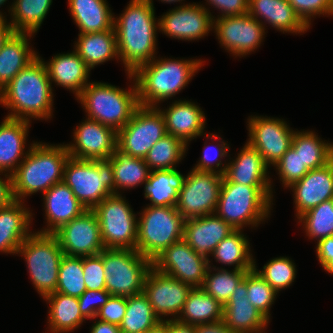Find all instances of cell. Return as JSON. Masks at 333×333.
<instances>
[{
	"mask_svg": "<svg viewBox=\"0 0 333 333\" xmlns=\"http://www.w3.org/2000/svg\"><path fill=\"white\" fill-rule=\"evenodd\" d=\"M157 28L159 23L150 0H131L124 13L114 19L118 54L127 73L133 74L155 59Z\"/></svg>",
	"mask_w": 333,
	"mask_h": 333,
	"instance_id": "cell-1",
	"label": "cell"
},
{
	"mask_svg": "<svg viewBox=\"0 0 333 333\" xmlns=\"http://www.w3.org/2000/svg\"><path fill=\"white\" fill-rule=\"evenodd\" d=\"M42 60L38 55L0 91V103L13 111L7 118L29 121L28 117H51L53 93Z\"/></svg>",
	"mask_w": 333,
	"mask_h": 333,
	"instance_id": "cell-2",
	"label": "cell"
},
{
	"mask_svg": "<svg viewBox=\"0 0 333 333\" xmlns=\"http://www.w3.org/2000/svg\"><path fill=\"white\" fill-rule=\"evenodd\" d=\"M31 145L11 175L15 200L38 191L44 194L54 184L63 182L64 167L70 157L66 146L37 142Z\"/></svg>",
	"mask_w": 333,
	"mask_h": 333,
	"instance_id": "cell-3",
	"label": "cell"
},
{
	"mask_svg": "<svg viewBox=\"0 0 333 333\" xmlns=\"http://www.w3.org/2000/svg\"><path fill=\"white\" fill-rule=\"evenodd\" d=\"M153 59L140 66L129 78L136 82L141 106L155 107L183 89L202 66L201 60Z\"/></svg>",
	"mask_w": 333,
	"mask_h": 333,
	"instance_id": "cell-4",
	"label": "cell"
},
{
	"mask_svg": "<svg viewBox=\"0 0 333 333\" xmlns=\"http://www.w3.org/2000/svg\"><path fill=\"white\" fill-rule=\"evenodd\" d=\"M271 186H246L229 182L223 176L216 215L235 230L244 225L257 226L268 217L271 207Z\"/></svg>",
	"mask_w": 333,
	"mask_h": 333,
	"instance_id": "cell-5",
	"label": "cell"
},
{
	"mask_svg": "<svg viewBox=\"0 0 333 333\" xmlns=\"http://www.w3.org/2000/svg\"><path fill=\"white\" fill-rule=\"evenodd\" d=\"M88 119L115 129H122L140 106L136 82L129 91L101 82H92L77 96Z\"/></svg>",
	"mask_w": 333,
	"mask_h": 333,
	"instance_id": "cell-6",
	"label": "cell"
},
{
	"mask_svg": "<svg viewBox=\"0 0 333 333\" xmlns=\"http://www.w3.org/2000/svg\"><path fill=\"white\" fill-rule=\"evenodd\" d=\"M63 182L86 210H92L105 198L115 194L113 167L109 159L79 160L69 157Z\"/></svg>",
	"mask_w": 333,
	"mask_h": 333,
	"instance_id": "cell-7",
	"label": "cell"
},
{
	"mask_svg": "<svg viewBox=\"0 0 333 333\" xmlns=\"http://www.w3.org/2000/svg\"><path fill=\"white\" fill-rule=\"evenodd\" d=\"M141 215L137 228V251L150 261L183 239L185 219L176 207L149 205Z\"/></svg>",
	"mask_w": 333,
	"mask_h": 333,
	"instance_id": "cell-8",
	"label": "cell"
},
{
	"mask_svg": "<svg viewBox=\"0 0 333 333\" xmlns=\"http://www.w3.org/2000/svg\"><path fill=\"white\" fill-rule=\"evenodd\" d=\"M26 259L31 280L44 298L56 292L60 261L64 253L52 233H31L17 249Z\"/></svg>",
	"mask_w": 333,
	"mask_h": 333,
	"instance_id": "cell-9",
	"label": "cell"
},
{
	"mask_svg": "<svg viewBox=\"0 0 333 333\" xmlns=\"http://www.w3.org/2000/svg\"><path fill=\"white\" fill-rule=\"evenodd\" d=\"M105 287L112 296H133L143 292L152 261L137 250L105 248L103 250Z\"/></svg>",
	"mask_w": 333,
	"mask_h": 333,
	"instance_id": "cell-10",
	"label": "cell"
},
{
	"mask_svg": "<svg viewBox=\"0 0 333 333\" xmlns=\"http://www.w3.org/2000/svg\"><path fill=\"white\" fill-rule=\"evenodd\" d=\"M92 210L98 218L105 248L137 250L138 221L120 193L105 198Z\"/></svg>",
	"mask_w": 333,
	"mask_h": 333,
	"instance_id": "cell-11",
	"label": "cell"
},
{
	"mask_svg": "<svg viewBox=\"0 0 333 333\" xmlns=\"http://www.w3.org/2000/svg\"><path fill=\"white\" fill-rule=\"evenodd\" d=\"M165 120L159 108L139 106L130 121L118 131L117 149L144 159L153 145L166 135Z\"/></svg>",
	"mask_w": 333,
	"mask_h": 333,
	"instance_id": "cell-12",
	"label": "cell"
},
{
	"mask_svg": "<svg viewBox=\"0 0 333 333\" xmlns=\"http://www.w3.org/2000/svg\"><path fill=\"white\" fill-rule=\"evenodd\" d=\"M222 182L223 174L217 171L193 169L185 177L176 209L185 220L214 214Z\"/></svg>",
	"mask_w": 333,
	"mask_h": 333,
	"instance_id": "cell-13",
	"label": "cell"
},
{
	"mask_svg": "<svg viewBox=\"0 0 333 333\" xmlns=\"http://www.w3.org/2000/svg\"><path fill=\"white\" fill-rule=\"evenodd\" d=\"M209 259L197 254L184 240L173 243L152 261L157 271L174 277L192 288L203 286Z\"/></svg>",
	"mask_w": 333,
	"mask_h": 333,
	"instance_id": "cell-14",
	"label": "cell"
},
{
	"mask_svg": "<svg viewBox=\"0 0 333 333\" xmlns=\"http://www.w3.org/2000/svg\"><path fill=\"white\" fill-rule=\"evenodd\" d=\"M67 256L87 257L100 254L105 246L101 238L98 218L93 210L63 224L53 233Z\"/></svg>",
	"mask_w": 333,
	"mask_h": 333,
	"instance_id": "cell-15",
	"label": "cell"
},
{
	"mask_svg": "<svg viewBox=\"0 0 333 333\" xmlns=\"http://www.w3.org/2000/svg\"><path fill=\"white\" fill-rule=\"evenodd\" d=\"M248 121V143L260 153L268 166H275L291 147L293 130L281 119L251 116Z\"/></svg>",
	"mask_w": 333,
	"mask_h": 333,
	"instance_id": "cell-16",
	"label": "cell"
},
{
	"mask_svg": "<svg viewBox=\"0 0 333 333\" xmlns=\"http://www.w3.org/2000/svg\"><path fill=\"white\" fill-rule=\"evenodd\" d=\"M260 21L249 13L219 17L214 18V29L226 50L235 56H244L254 51L262 42L265 28Z\"/></svg>",
	"mask_w": 333,
	"mask_h": 333,
	"instance_id": "cell-17",
	"label": "cell"
},
{
	"mask_svg": "<svg viewBox=\"0 0 333 333\" xmlns=\"http://www.w3.org/2000/svg\"><path fill=\"white\" fill-rule=\"evenodd\" d=\"M117 140L115 129L87 118L74 132L75 143L65 146L70 157L75 159H109L117 149Z\"/></svg>",
	"mask_w": 333,
	"mask_h": 333,
	"instance_id": "cell-18",
	"label": "cell"
},
{
	"mask_svg": "<svg viewBox=\"0 0 333 333\" xmlns=\"http://www.w3.org/2000/svg\"><path fill=\"white\" fill-rule=\"evenodd\" d=\"M191 289L190 285L152 267L146 276L143 293L148 298L155 314L160 320H163L161 315L176 316L181 313Z\"/></svg>",
	"mask_w": 333,
	"mask_h": 333,
	"instance_id": "cell-19",
	"label": "cell"
},
{
	"mask_svg": "<svg viewBox=\"0 0 333 333\" xmlns=\"http://www.w3.org/2000/svg\"><path fill=\"white\" fill-rule=\"evenodd\" d=\"M208 11L196 3L176 7L158 19V29L181 40L199 39L214 27V19Z\"/></svg>",
	"mask_w": 333,
	"mask_h": 333,
	"instance_id": "cell-20",
	"label": "cell"
},
{
	"mask_svg": "<svg viewBox=\"0 0 333 333\" xmlns=\"http://www.w3.org/2000/svg\"><path fill=\"white\" fill-rule=\"evenodd\" d=\"M247 273L223 306V321L234 333H262L269 320L247 299Z\"/></svg>",
	"mask_w": 333,
	"mask_h": 333,
	"instance_id": "cell-21",
	"label": "cell"
},
{
	"mask_svg": "<svg viewBox=\"0 0 333 333\" xmlns=\"http://www.w3.org/2000/svg\"><path fill=\"white\" fill-rule=\"evenodd\" d=\"M235 229L216 214L184 221L183 239L199 255L208 259L217 245Z\"/></svg>",
	"mask_w": 333,
	"mask_h": 333,
	"instance_id": "cell-22",
	"label": "cell"
},
{
	"mask_svg": "<svg viewBox=\"0 0 333 333\" xmlns=\"http://www.w3.org/2000/svg\"><path fill=\"white\" fill-rule=\"evenodd\" d=\"M289 188H293L298 217L323 201L332 199L333 160L321 168L310 170Z\"/></svg>",
	"mask_w": 333,
	"mask_h": 333,
	"instance_id": "cell-23",
	"label": "cell"
},
{
	"mask_svg": "<svg viewBox=\"0 0 333 333\" xmlns=\"http://www.w3.org/2000/svg\"><path fill=\"white\" fill-rule=\"evenodd\" d=\"M223 167L217 172L223 174L229 182L246 186H271V180L267 177L268 165L248 142L238 157Z\"/></svg>",
	"mask_w": 333,
	"mask_h": 333,
	"instance_id": "cell-24",
	"label": "cell"
},
{
	"mask_svg": "<svg viewBox=\"0 0 333 333\" xmlns=\"http://www.w3.org/2000/svg\"><path fill=\"white\" fill-rule=\"evenodd\" d=\"M48 228L40 233H54L63 224L80 216L86 209L64 182L54 184L44 194Z\"/></svg>",
	"mask_w": 333,
	"mask_h": 333,
	"instance_id": "cell-25",
	"label": "cell"
},
{
	"mask_svg": "<svg viewBox=\"0 0 333 333\" xmlns=\"http://www.w3.org/2000/svg\"><path fill=\"white\" fill-rule=\"evenodd\" d=\"M166 132L182 140L188 141L203 135L205 115L199 106L190 101H175L167 110H161Z\"/></svg>",
	"mask_w": 333,
	"mask_h": 333,
	"instance_id": "cell-26",
	"label": "cell"
},
{
	"mask_svg": "<svg viewBox=\"0 0 333 333\" xmlns=\"http://www.w3.org/2000/svg\"><path fill=\"white\" fill-rule=\"evenodd\" d=\"M23 207L21 200H14L0 208V251L16 254L23 241L31 234L30 211Z\"/></svg>",
	"mask_w": 333,
	"mask_h": 333,
	"instance_id": "cell-27",
	"label": "cell"
},
{
	"mask_svg": "<svg viewBox=\"0 0 333 333\" xmlns=\"http://www.w3.org/2000/svg\"><path fill=\"white\" fill-rule=\"evenodd\" d=\"M45 67L50 81L72 90L76 96L89 84L90 68L75 50L54 56Z\"/></svg>",
	"mask_w": 333,
	"mask_h": 333,
	"instance_id": "cell-28",
	"label": "cell"
},
{
	"mask_svg": "<svg viewBox=\"0 0 333 333\" xmlns=\"http://www.w3.org/2000/svg\"><path fill=\"white\" fill-rule=\"evenodd\" d=\"M248 13L255 19L262 16L283 33H302L309 28L288 0H249Z\"/></svg>",
	"mask_w": 333,
	"mask_h": 333,
	"instance_id": "cell-29",
	"label": "cell"
},
{
	"mask_svg": "<svg viewBox=\"0 0 333 333\" xmlns=\"http://www.w3.org/2000/svg\"><path fill=\"white\" fill-rule=\"evenodd\" d=\"M29 121L5 117L0 124V172L16 171L18 160L24 155Z\"/></svg>",
	"mask_w": 333,
	"mask_h": 333,
	"instance_id": "cell-30",
	"label": "cell"
},
{
	"mask_svg": "<svg viewBox=\"0 0 333 333\" xmlns=\"http://www.w3.org/2000/svg\"><path fill=\"white\" fill-rule=\"evenodd\" d=\"M31 33L14 32L0 51V91L38 55L29 48Z\"/></svg>",
	"mask_w": 333,
	"mask_h": 333,
	"instance_id": "cell-31",
	"label": "cell"
},
{
	"mask_svg": "<svg viewBox=\"0 0 333 333\" xmlns=\"http://www.w3.org/2000/svg\"><path fill=\"white\" fill-rule=\"evenodd\" d=\"M71 15L80 34L95 33L114 28V16L106 0H68Z\"/></svg>",
	"mask_w": 333,
	"mask_h": 333,
	"instance_id": "cell-32",
	"label": "cell"
},
{
	"mask_svg": "<svg viewBox=\"0 0 333 333\" xmlns=\"http://www.w3.org/2000/svg\"><path fill=\"white\" fill-rule=\"evenodd\" d=\"M75 51L90 69L114 57L119 58L115 29L79 34Z\"/></svg>",
	"mask_w": 333,
	"mask_h": 333,
	"instance_id": "cell-33",
	"label": "cell"
},
{
	"mask_svg": "<svg viewBox=\"0 0 333 333\" xmlns=\"http://www.w3.org/2000/svg\"><path fill=\"white\" fill-rule=\"evenodd\" d=\"M184 180L185 177L176 169H154L145 182V198L150 199L151 206L176 207Z\"/></svg>",
	"mask_w": 333,
	"mask_h": 333,
	"instance_id": "cell-34",
	"label": "cell"
},
{
	"mask_svg": "<svg viewBox=\"0 0 333 333\" xmlns=\"http://www.w3.org/2000/svg\"><path fill=\"white\" fill-rule=\"evenodd\" d=\"M180 314L173 319L190 325L214 323L223 320V306L202 288H192Z\"/></svg>",
	"mask_w": 333,
	"mask_h": 333,
	"instance_id": "cell-35",
	"label": "cell"
},
{
	"mask_svg": "<svg viewBox=\"0 0 333 333\" xmlns=\"http://www.w3.org/2000/svg\"><path fill=\"white\" fill-rule=\"evenodd\" d=\"M44 298L50 303L48 320L52 333L73 331L85 320L77 297L54 292Z\"/></svg>",
	"mask_w": 333,
	"mask_h": 333,
	"instance_id": "cell-36",
	"label": "cell"
},
{
	"mask_svg": "<svg viewBox=\"0 0 333 333\" xmlns=\"http://www.w3.org/2000/svg\"><path fill=\"white\" fill-rule=\"evenodd\" d=\"M291 147L299 154L303 166L318 169L333 160V145L325 143L314 132H294Z\"/></svg>",
	"mask_w": 333,
	"mask_h": 333,
	"instance_id": "cell-37",
	"label": "cell"
},
{
	"mask_svg": "<svg viewBox=\"0 0 333 333\" xmlns=\"http://www.w3.org/2000/svg\"><path fill=\"white\" fill-rule=\"evenodd\" d=\"M160 321L148 298L141 292L127 297L126 313L119 327L121 333H146Z\"/></svg>",
	"mask_w": 333,
	"mask_h": 333,
	"instance_id": "cell-38",
	"label": "cell"
},
{
	"mask_svg": "<svg viewBox=\"0 0 333 333\" xmlns=\"http://www.w3.org/2000/svg\"><path fill=\"white\" fill-rule=\"evenodd\" d=\"M109 160L113 167L115 194H118L117 189L120 187V189L132 188L140 183L147 182L151 173L144 159L126 155L118 149L115 150Z\"/></svg>",
	"mask_w": 333,
	"mask_h": 333,
	"instance_id": "cell-39",
	"label": "cell"
},
{
	"mask_svg": "<svg viewBox=\"0 0 333 333\" xmlns=\"http://www.w3.org/2000/svg\"><path fill=\"white\" fill-rule=\"evenodd\" d=\"M249 248V242L241 230H234L217 245L212 255L216 262L233 266L236 264V270H253L256 264Z\"/></svg>",
	"mask_w": 333,
	"mask_h": 333,
	"instance_id": "cell-40",
	"label": "cell"
},
{
	"mask_svg": "<svg viewBox=\"0 0 333 333\" xmlns=\"http://www.w3.org/2000/svg\"><path fill=\"white\" fill-rule=\"evenodd\" d=\"M52 0H16L13 3L11 16L15 32L34 34L40 28Z\"/></svg>",
	"mask_w": 333,
	"mask_h": 333,
	"instance_id": "cell-41",
	"label": "cell"
},
{
	"mask_svg": "<svg viewBox=\"0 0 333 333\" xmlns=\"http://www.w3.org/2000/svg\"><path fill=\"white\" fill-rule=\"evenodd\" d=\"M187 145L171 134L164 135L149 150L144 161L149 169H176L175 165L183 158Z\"/></svg>",
	"mask_w": 333,
	"mask_h": 333,
	"instance_id": "cell-42",
	"label": "cell"
},
{
	"mask_svg": "<svg viewBox=\"0 0 333 333\" xmlns=\"http://www.w3.org/2000/svg\"><path fill=\"white\" fill-rule=\"evenodd\" d=\"M210 264L206 272L203 286L201 287L206 293L216 299L222 306H224L232 296L236 287L246 276L250 270H236L228 271L225 269H218V273L210 274Z\"/></svg>",
	"mask_w": 333,
	"mask_h": 333,
	"instance_id": "cell-43",
	"label": "cell"
},
{
	"mask_svg": "<svg viewBox=\"0 0 333 333\" xmlns=\"http://www.w3.org/2000/svg\"><path fill=\"white\" fill-rule=\"evenodd\" d=\"M85 291L82 257L64 255L60 261L56 292L79 298Z\"/></svg>",
	"mask_w": 333,
	"mask_h": 333,
	"instance_id": "cell-44",
	"label": "cell"
},
{
	"mask_svg": "<svg viewBox=\"0 0 333 333\" xmlns=\"http://www.w3.org/2000/svg\"><path fill=\"white\" fill-rule=\"evenodd\" d=\"M297 218L305 223L304 227L310 238L319 241L333 236V198L323 201Z\"/></svg>",
	"mask_w": 333,
	"mask_h": 333,
	"instance_id": "cell-45",
	"label": "cell"
},
{
	"mask_svg": "<svg viewBox=\"0 0 333 333\" xmlns=\"http://www.w3.org/2000/svg\"><path fill=\"white\" fill-rule=\"evenodd\" d=\"M256 272L278 293L289 287L295 279L296 268L292 260L287 257L274 258L263 266L262 271Z\"/></svg>",
	"mask_w": 333,
	"mask_h": 333,
	"instance_id": "cell-46",
	"label": "cell"
},
{
	"mask_svg": "<svg viewBox=\"0 0 333 333\" xmlns=\"http://www.w3.org/2000/svg\"><path fill=\"white\" fill-rule=\"evenodd\" d=\"M247 299L259 312L269 320V308L273 304L277 292L256 272H247Z\"/></svg>",
	"mask_w": 333,
	"mask_h": 333,
	"instance_id": "cell-47",
	"label": "cell"
},
{
	"mask_svg": "<svg viewBox=\"0 0 333 333\" xmlns=\"http://www.w3.org/2000/svg\"><path fill=\"white\" fill-rule=\"evenodd\" d=\"M275 166L285 187H290L310 171L307 166H303L299 154L292 147L287 150Z\"/></svg>",
	"mask_w": 333,
	"mask_h": 333,
	"instance_id": "cell-48",
	"label": "cell"
},
{
	"mask_svg": "<svg viewBox=\"0 0 333 333\" xmlns=\"http://www.w3.org/2000/svg\"><path fill=\"white\" fill-rule=\"evenodd\" d=\"M86 290H105L103 251L98 255L82 257Z\"/></svg>",
	"mask_w": 333,
	"mask_h": 333,
	"instance_id": "cell-49",
	"label": "cell"
},
{
	"mask_svg": "<svg viewBox=\"0 0 333 333\" xmlns=\"http://www.w3.org/2000/svg\"><path fill=\"white\" fill-rule=\"evenodd\" d=\"M297 15L309 27L311 16L333 15V0H288Z\"/></svg>",
	"mask_w": 333,
	"mask_h": 333,
	"instance_id": "cell-50",
	"label": "cell"
},
{
	"mask_svg": "<svg viewBox=\"0 0 333 333\" xmlns=\"http://www.w3.org/2000/svg\"><path fill=\"white\" fill-rule=\"evenodd\" d=\"M112 295L105 290H86L79 298V307L82 316L96 318L99 309L104 306ZM97 304V305H96Z\"/></svg>",
	"mask_w": 333,
	"mask_h": 333,
	"instance_id": "cell-51",
	"label": "cell"
},
{
	"mask_svg": "<svg viewBox=\"0 0 333 333\" xmlns=\"http://www.w3.org/2000/svg\"><path fill=\"white\" fill-rule=\"evenodd\" d=\"M127 297L111 296L108 302L97 312L96 318L114 325H120L126 313Z\"/></svg>",
	"mask_w": 333,
	"mask_h": 333,
	"instance_id": "cell-52",
	"label": "cell"
},
{
	"mask_svg": "<svg viewBox=\"0 0 333 333\" xmlns=\"http://www.w3.org/2000/svg\"><path fill=\"white\" fill-rule=\"evenodd\" d=\"M207 2L223 11L220 17L247 14L249 10V0H207Z\"/></svg>",
	"mask_w": 333,
	"mask_h": 333,
	"instance_id": "cell-53",
	"label": "cell"
},
{
	"mask_svg": "<svg viewBox=\"0 0 333 333\" xmlns=\"http://www.w3.org/2000/svg\"><path fill=\"white\" fill-rule=\"evenodd\" d=\"M221 143L222 144H218V149H217L218 153L217 154L215 153L216 157L214 158L215 164H216L215 166L217 167V169L221 165V160L220 159L224 156H227L226 154L228 152V147H227L228 144L224 143V141L221 142ZM209 150L211 151V150H214V149H212V147L211 148H208V147L204 148V153H203L204 155L200 159L199 163L193 169L198 170V171H216L215 169H213V168H216V167H214V165H213L214 160H211L213 158L208 153Z\"/></svg>",
	"mask_w": 333,
	"mask_h": 333,
	"instance_id": "cell-54",
	"label": "cell"
},
{
	"mask_svg": "<svg viewBox=\"0 0 333 333\" xmlns=\"http://www.w3.org/2000/svg\"><path fill=\"white\" fill-rule=\"evenodd\" d=\"M316 253L324 270L333 274V236L317 241Z\"/></svg>",
	"mask_w": 333,
	"mask_h": 333,
	"instance_id": "cell-55",
	"label": "cell"
},
{
	"mask_svg": "<svg viewBox=\"0 0 333 333\" xmlns=\"http://www.w3.org/2000/svg\"><path fill=\"white\" fill-rule=\"evenodd\" d=\"M5 176L6 181L0 177V208L8 206L15 200L12 193V178L10 175L5 174Z\"/></svg>",
	"mask_w": 333,
	"mask_h": 333,
	"instance_id": "cell-56",
	"label": "cell"
},
{
	"mask_svg": "<svg viewBox=\"0 0 333 333\" xmlns=\"http://www.w3.org/2000/svg\"><path fill=\"white\" fill-rule=\"evenodd\" d=\"M195 333H234L224 323L223 320L195 325Z\"/></svg>",
	"mask_w": 333,
	"mask_h": 333,
	"instance_id": "cell-57",
	"label": "cell"
},
{
	"mask_svg": "<svg viewBox=\"0 0 333 333\" xmlns=\"http://www.w3.org/2000/svg\"><path fill=\"white\" fill-rule=\"evenodd\" d=\"M168 333H195V325L185 324L176 319L167 320Z\"/></svg>",
	"mask_w": 333,
	"mask_h": 333,
	"instance_id": "cell-58",
	"label": "cell"
},
{
	"mask_svg": "<svg viewBox=\"0 0 333 333\" xmlns=\"http://www.w3.org/2000/svg\"><path fill=\"white\" fill-rule=\"evenodd\" d=\"M91 333H121V330L118 325L98 320L92 326Z\"/></svg>",
	"mask_w": 333,
	"mask_h": 333,
	"instance_id": "cell-59",
	"label": "cell"
},
{
	"mask_svg": "<svg viewBox=\"0 0 333 333\" xmlns=\"http://www.w3.org/2000/svg\"><path fill=\"white\" fill-rule=\"evenodd\" d=\"M4 18V16H0V51L5 42L15 32L12 26L9 23H6V20Z\"/></svg>",
	"mask_w": 333,
	"mask_h": 333,
	"instance_id": "cell-60",
	"label": "cell"
},
{
	"mask_svg": "<svg viewBox=\"0 0 333 333\" xmlns=\"http://www.w3.org/2000/svg\"><path fill=\"white\" fill-rule=\"evenodd\" d=\"M146 333H168L167 320L160 321L157 325L149 329Z\"/></svg>",
	"mask_w": 333,
	"mask_h": 333,
	"instance_id": "cell-61",
	"label": "cell"
},
{
	"mask_svg": "<svg viewBox=\"0 0 333 333\" xmlns=\"http://www.w3.org/2000/svg\"><path fill=\"white\" fill-rule=\"evenodd\" d=\"M161 1H163V2H169V3H171V2H180V0H161ZM182 1V0H181ZM150 2H153L152 0H150Z\"/></svg>",
	"mask_w": 333,
	"mask_h": 333,
	"instance_id": "cell-62",
	"label": "cell"
},
{
	"mask_svg": "<svg viewBox=\"0 0 333 333\" xmlns=\"http://www.w3.org/2000/svg\"><path fill=\"white\" fill-rule=\"evenodd\" d=\"M5 1H7V0H0V6H1L2 4H4ZM0 16H3V15L1 14V12H0Z\"/></svg>",
	"mask_w": 333,
	"mask_h": 333,
	"instance_id": "cell-63",
	"label": "cell"
}]
</instances>
